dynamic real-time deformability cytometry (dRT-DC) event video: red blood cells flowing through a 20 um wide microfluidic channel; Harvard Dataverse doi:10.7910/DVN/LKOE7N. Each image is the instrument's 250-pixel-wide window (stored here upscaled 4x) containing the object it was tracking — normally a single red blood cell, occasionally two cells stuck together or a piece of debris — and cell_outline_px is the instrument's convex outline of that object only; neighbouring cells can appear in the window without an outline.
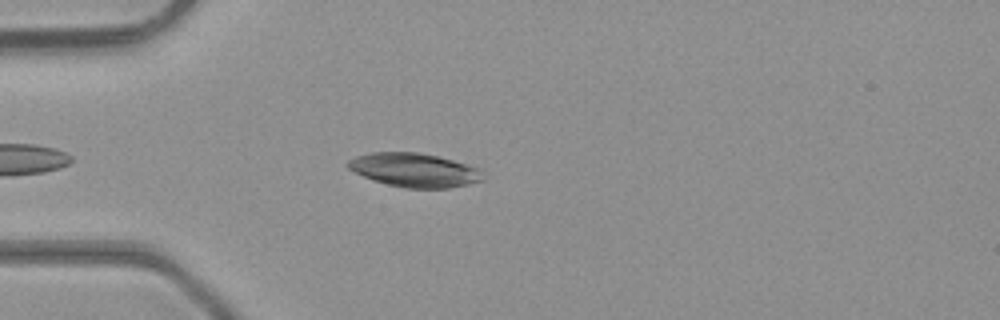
{"species": "common noctule bat (a hibernating species)", "species_latin": "Nyctalus noctula", "temperature_condition": "room temperature", "stored_images_in_passage": 32, "camera_frame_rate_fps": 3000, "um_per_image_px": 0.085, "animal": {"sex": "male", "body_mass_g": 23.1, "forearm_length_mm": 52.7}, "frame": {"image": 1, "passage_image": 5, "time_ms": 1.333, "image_size_px": [1000, 320], "cell_outline_px": [[484, 180], [468, 184], [448, 188], [404, 188], [372, 180], [348, 168], [344, 164], [348, 160], [356, 156], [372, 152], [420, 152], [440, 156], [480, 168]], "centroid_in_image_um": [35.22, 14.44], "position_along_channel_um": 49.8, "area_um2": 26.76}}
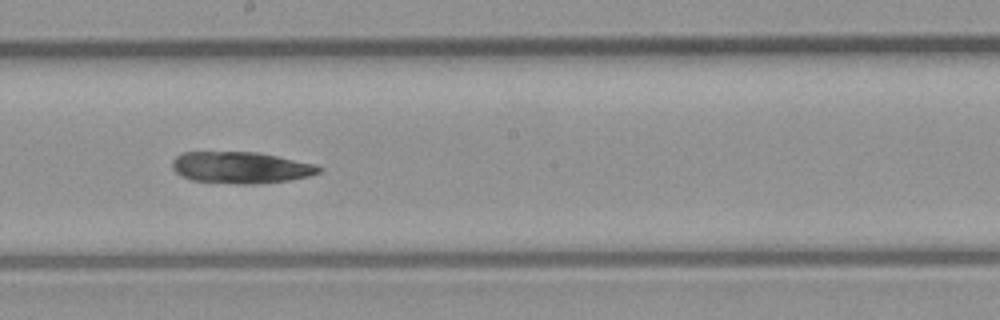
{"frame": {"image": 2, "passage_image": 18, "time_ms": 5.667, "image_size_px": [1000, 320], "cell_outline_px": [[324, 168], [320, 172], [308, 176], [288, 180], [256, 184], [236, 184], [192, 180], [180, 176], [172, 168], [172, 160], [176, 156], [184, 152], [260, 152], [316, 164]], "centroid_in_image_um": [20.47, 14.24], "position_along_channel_um": 227.7, "area_um2": 27.17}}
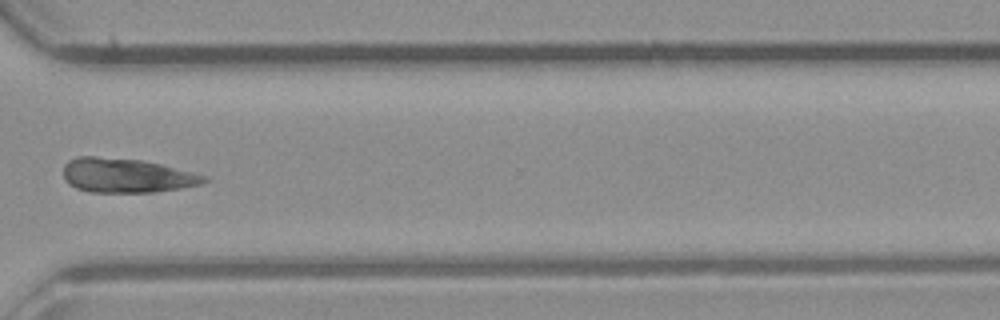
{"frame": {"image": 3, "passage_image": 27, "time_ms": 8.667, "image_size_px": [1000, 320], "cell_outline_px": [[212, 180], [200, 184], [180, 188], [152, 192], [88, 192], [76, 188], [68, 184], [64, 180], [64, 164], [68, 160], [76, 156], [96, 156], [140, 160], [160, 164], [208, 176]], "centroid_in_image_um": [10.73, 14.91], "position_along_channel_um": 359.9, "area_um2": 28.26}}